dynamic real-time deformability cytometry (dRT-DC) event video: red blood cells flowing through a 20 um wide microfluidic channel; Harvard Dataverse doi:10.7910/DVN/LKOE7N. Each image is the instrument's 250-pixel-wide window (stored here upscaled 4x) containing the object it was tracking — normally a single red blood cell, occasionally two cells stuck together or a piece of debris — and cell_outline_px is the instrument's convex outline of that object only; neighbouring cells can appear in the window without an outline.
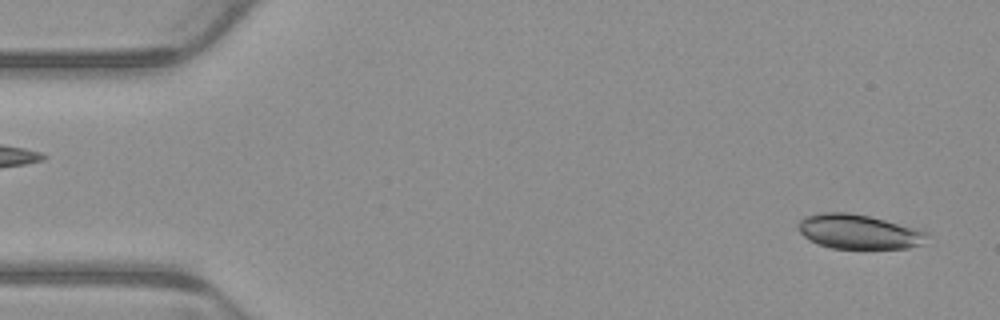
{"species": "common noctule bat (a hibernating species)", "species_latin": "Nyctalus noctula", "temperature_condition": "warm", "stored_images_in_passage": 2, "segment_of_instrument_passage": [2, 2], "camera_frame_rate_fps": 3000, "um_per_image_px": 0.085, "animal": {"sex": "male", "body_mass_g": 23.1, "forearm_length_mm": 52.7}, "frame": {"image": 1, "passage_image": 2, "time_ms": 0.333, "image_size_px": [1000, 320], "cell_outline_px": [[928, 236], [924, 244], [908, 248], [832, 248], [816, 244], [808, 240], [796, 228], [796, 224], [804, 216], [820, 212], [848, 212], [868, 216], [884, 220], [928, 232]], "centroid_in_image_um": [72.92, 19.69], "position_along_channel_um": 12.1, "area_um2": 25.95}}